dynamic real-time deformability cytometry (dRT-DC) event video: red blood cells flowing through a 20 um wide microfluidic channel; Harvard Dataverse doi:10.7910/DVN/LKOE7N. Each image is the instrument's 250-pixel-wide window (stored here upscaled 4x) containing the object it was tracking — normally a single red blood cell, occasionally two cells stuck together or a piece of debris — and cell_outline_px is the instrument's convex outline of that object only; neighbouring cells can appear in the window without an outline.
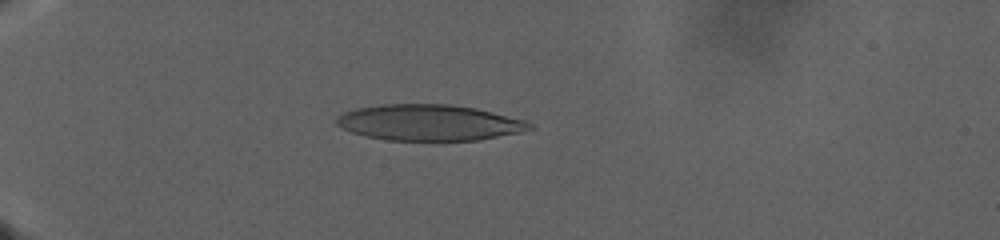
{"species": "human", "species_latin": "Homo sapiens", "temperature_condition": "warm", "stored_images_in_passage": 136, "camera_frame_rate_fps": 3000, "um_per_image_px": 0.085, "donor": {"sex": "male"}, "frame": {"image": 1, "passage_image": 44, "time_ms": 14.333, "image_size_px": [1000, 240], "cell_outline_px": [[536, 128], [480, 140], [388, 140], [364, 136], [352, 132], [336, 124], [336, 116], [344, 112], [356, 108], [380, 104], [452, 104], [476, 108], [524, 120], [532, 124]], "centroid_in_image_um": [36.45, 10.41], "position_along_channel_um": 48.5, "area_um2": 40.4}}
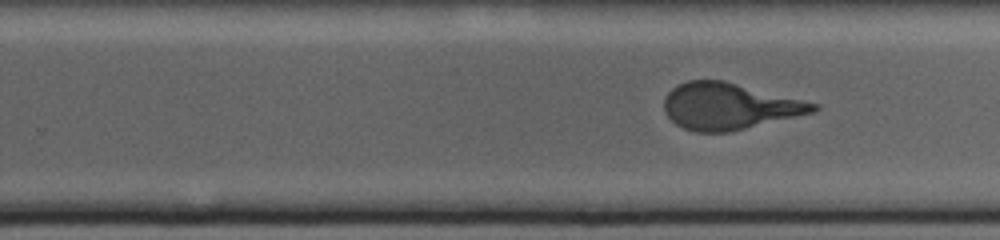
{"frame": {"image": 2, "passage_image": 93, "time_ms": 30.667, "image_size_px": [1000, 240], "cell_outline_px": [[820, 108], [816, 112], [728, 132], [696, 132], [684, 128], [676, 124], [664, 112], [664, 96], [676, 84], [688, 80], [724, 80], [820, 104]], "centroid_in_image_um": [61.98, 9.02], "position_along_channel_um": 267.8, "area_um2": 40.52}}
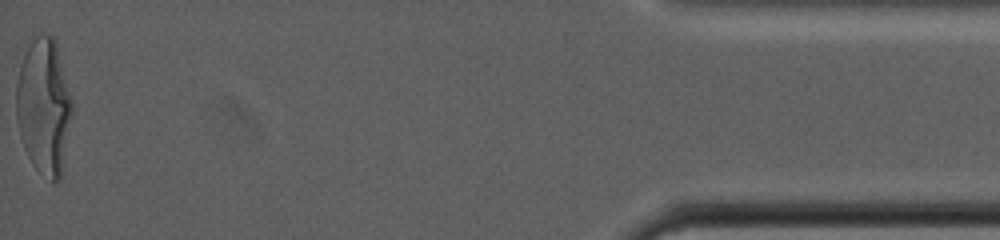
{"frame": {"image": 3, "passage_image": 136, "time_ms": 45.0, "image_size_px": [1000, 240], "cell_outline_px": [[72, 112], [60, 180], [52, 184], [32, 164], [24, 148], [20, 136], [16, 116], [16, 84], [20, 64], [32, 40], [36, 36], [52, 36], [56, 44], [72, 100]], "centroid_in_image_um": [3.72, 9.1], "position_along_channel_um": 431.5, "area_um2": 43.7}}